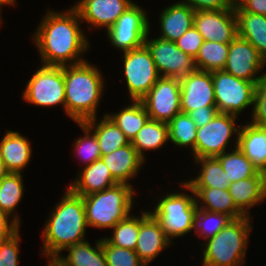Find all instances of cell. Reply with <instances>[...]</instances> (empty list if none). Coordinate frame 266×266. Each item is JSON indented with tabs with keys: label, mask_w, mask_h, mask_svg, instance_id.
<instances>
[{
	"label": "cell",
	"mask_w": 266,
	"mask_h": 266,
	"mask_svg": "<svg viewBox=\"0 0 266 266\" xmlns=\"http://www.w3.org/2000/svg\"><path fill=\"white\" fill-rule=\"evenodd\" d=\"M107 165L111 175L118 183L130 184L131 180L139 172L145 160L138 154L131 142L108 155L101 156Z\"/></svg>",
	"instance_id": "obj_21"
},
{
	"label": "cell",
	"mask_w": 266,
	"mask_h": 266,
	"mask_svg": "<svg viewBox=\"0 0 266 266\" xmlns=\"http://www.w3.org/2000/svg\"><path fill=\"white\" fill-rule=\"evenodd\" d=\"M23 186L21 173L10 172L0 181V208L19 224V215L13 213L19 202H21V198H23Z\"/></svg>",
	"instance_id": "obj_35"
},
{
	"label": "cell",
	"mask_w": 266,
	"mask_h": 266,
	"mask_svg": "<svg viewBox=\"0 0 266 266\" xmlns=\"http://www.w3.org/2000/svg\"><path fill=\"white\" fill-rule=\"evenodd\" d=\"M183 187L189 190L192 196L182 192L168 193L157 202L154 211H150L172 241L173 238L192 232L193 217L197 210L194 192L185 182H182Z\"/></svg>",
	"instance_id": "obj_6"
},
{
	"label": "cell",
	"mask_w": 266,
	"mask_h": 266,
	"mask_svg": "<svg viewBox=\"0 0 266 266\" xmlns=\"http://www.w3.org/2000/svg\"><path fill=\"white\" fill-rule=\"evenodd\" d=\"M42 255L56 258L68 246L85 239L88 227L82 196L75 194L68 187L62 200L52 210L45 223Z\"/></svg>",
	"instance_id": "obj_2"
},
{
	"label": "cell",
	"mask_w": 266,
	"mask_h": 266,
	"mask_svg": "<svg viewBox=\"0 0 266 266\" xmlns=\"http://www.w3.org/2000/svg\"><path fill=\"white\" fill-rule=\"evenodd\" d=\"M149 33L144 45L150 51L160 77L180 79L197 70L195 59L179 49L175 42L159 37L148 39Z\"/></svg>",
	"instance_id": "obj_12"
},
{
	"label": "cell",
	"mask_w": 266,
	"mask_h": 266,
	"mask_svg": "<svg viewBox=\"0 0 266 266\" xmlns=\"http://www.w3.org/2000/svg\"><path fill=\"white\" fill-rule=\"evenodd\" d=\"M250 216L234 219L213 238L202 243V266H241L252 229Z\"/></svg>",
	"instance_id": "obj_4"
},
{
	"label": "cell",
	"mask_w": 266,
	"mask_h": 266,
	"mask_svg": "<svg viewBox=\"0 0 266 266\" xmlns=\"http://www.w3.org/2000/svg\"><path fill=\"white\" fill-rule=\"evenodd\" d=\"M134 194L131 184L118 183L103 191L82 196L87 225L112 229L130 214Z\"/></svg>",
	"instance_id": "obj_5"
},
{
	"label": "cell",
	"mask_w": 266,
	"mask_h": 266,
	"mask_svg": "<svg viewBox=\"0 0 266 266\" xmlns=\"http://www.w3.org/2000/svg\"><path fill=\"white\" fill-rule=\"evenodd\" d=\"M10 172L7 170L5 163L0 158V181L6 177Z\"/></svg>",
	"instance_id": "obj_47"
},
{
	"label": "cell",
	"mask_w": 266,
	"mask_h": 266,
	"mask_svg": "<svg viewBox=\"0 0 266 266\" xmlns=\"http://www.w3.org/2000/svg\"><path fill=\"white\" fill-rule=\"evenodd\" d=\"M218 113L216 107H201L190 111L188 114L197 125V128H200L209 123Z\"/></svg>",
	"instance_id": "obj_46"
},
{
	"label": "cell",
	"mask_w": 266,
	"mask_h": 266,
	"mask_svg": "<svg viewBox=\"0 0 266 266\" xmlns=\"http://www.w3.org/2000/svg\"><path fill=\"white\" fill-rule=\"evenodd\" d=\"M101 74L88 61L64 66L65 112L74 122L96 117L104 88Z\"/></svg>",
	"instance_id": "obj_3"
},
{
	"label": "cell",
	"mask_w": 266,
	"mask_h": 266,
	"mask_svg": "<svg viewBox=\"0 0 266 266\" xmlns=\"http://www.w3.org/2000/svg\"><path fill=\"white\" fill-rule=\"evenodd\" d=\"M14 3H16V0H0V5H7V4H9V5H14Z\"/></svg>",
	"instance_id": "obj_49"
},
{
	"label": "cell",
	"mask_w": 266,
	"mask_h": 266,
	"mask_svg": "<svg viewBox=\"0 0 266 266\" xmlns=\"http://www.w3.org/2000/svg\"><path fill=\"white\" fill-rule=\"evenodd\" d=\"M180 100V79L160 77L140 101L147 111L149 119L168 123L181 112Z\"/></svg>",
	"instance_id": "obj_13"
},
{
	"label": "cell",
	"mask_w": 266,
	"mask_h": 266,
	"mask_svg": "<svg viewBox=\"0 0 266 266\" xmlns=\"http://www.w3.org/2000/svg\"><path fill=\"white\" fill-rule=\"evenodd\" d=\"M230 43L204 41L195 58L197 70L213 72L223 70L229 54Z\"/></svg>",
	"instance_id": "obj_33"
},
{
	"label": "cell",
	"mask_w": 266,
	"mask_h": 266,
	"mask_svg": "<svg viewBox=\"0 0 266 266\" xmlns=\"http://www.w3.org/2000/svg\"><path fill=\"white\" fill-rule=\"evenodd\" d=\"M171 240L164 233L159 222L150 213L141 223L135 252L148 266L165 248L171 246Z\"/></svg>",
	"instance_id": "obj_18"
},
{
	"label": "cell",
	"mask_w": 266,
	"mask_h": 266,
	"mask_svg": "<svg viewBox=\"0 0 266 266\" xmlns=\"http://www.w3.org/2000/svg\"><path fill=\"white\" fill-rule=\"evenodd\" d=\"M149 30L146 12L134 2L107 31V37L114 47L127 52L142 47Z\"/></svg>",
	"instance_id": "obj_10"
},
{
	"label": "cell",
	"mask_w": 266,
	"mask_h": 266,
	"mask_svg": "<svg viewBox=\"0 0 266 266\" xmlns=\"http://www.w3.org/2000/svg\"><path fill=\"white\" fill-rule=\"evenodd\" d=\"M234 219L227 214L197 208L193 217L192 231L206 240L213 238Z\"/></svg>",
	"instance_id": "obj_37"
},
{
	"label": "cell",
	"mask_w": 266,
	"mask_h": 266,
	"mask_svg": "<svg viewBox=\"0 0 266 266\" xmlns=\"http://www.w3.org/2000/svg\"><path fill=\"white\" fill-rule=\"evenodd\" d=\"M253 106L250 123L266 128V74L256 82Z\"/></svg>",
	"instance_id": "obj_40"
},
{
	"label": "cell",
	"mask_w": 266,
	"mask_h": 266,
	"mask_svg": "<svg viewBox=\"0 0 266 266\" xmlns=\"http://www.w3.org/2000/svg\"><path fill=\"white\" fill-rule=\"evenodd\" d=\"M237 116L218 113L209 123L197 128L195 140V158L217 157L223 154L232 135L239 134L236 127ZM234 133V134H233Z\"/></svg>",
	"instance_id": "obj_11"
},
{
	"label": "cell",
	"mask_w": 266,
	"mask_h": 266,
	"mask_svg": "<svg viewBox=\"0 0 266 266\" xmlns=\"http://www.w3.org/2000/svg\"><path fill=\"white\" fill-rule=\"evenodd\" d=\"M19 231L7 240L0 241V266H18Z\"/></svg>",
	"instance_id": "obj_41"
},
{
	"label": "cell",
	"mask_w": 266,
	"mask_h": 266,
	"mask_svg": "<svg viewBox=\"0 0 266 266\" xmlns=\"http://www.w3.org/2000/svg\"><path fill=\"white\" fill-rule=\"evenodd\" d=\"M266 61L259 55L257 49L246 39L237 35L230 43L224 71L229 74L256 83L266 73H260ZM257 73L260 75L256 76Z\"/></svg>",
	"instance_id": "obj_14"
},
{
	"label": "cell",
	"mask_w": 266,
	"mask_h": 266,
	"mask_svg": "<svg viewBox=\"0 0 266 266\" xmlns=\"http://www.w3.org/2000/svg\"><path fill=\"white\" fill-rule=\"evenodd\" d=\"M169 140L168 125L165 122L148 119L132 140V146L144 159V151L156 150Z\"/></svg>",
	"instance_id": "obj_30"
},
{
	"label": "cell",
	"mask_w": 266,
	"mask_h": 266,
	"mask_svg": "<svg viewBox=\"0 0 266 266\" xmlns=\"http://www.w3.org/2000/svg\"><path fill=\"white\" fill-rule=\"evenodd\" d=\"M194 162L201 165V169L196 178L185 182L190 188H229L230 182L216 157L195 158Z\"/></svg>",
	"instance_id": "obj_29"
},
{
	"label": "cell",
	"mask_w": 266,
	"mask_h": 266,
	"mask_svg": "<svg viewBox=\"0 0 266 266\" xmlns=\"http://www.w3.org/2000/svg\"><path fill=\"white\" fill-rule=\"evenodd\" d=\"M80 21L73 6L64 13L48 10L33 37L42 65L67 66L86 61L81 55L89 49V43Z\"/></svg>",
	"instance_id": "obj_1"
},
{
	"label": "cell",
	"mask_w": 266,
	"mask_h": 266,
	"mask_svg": "<svg viewBox=\"0 0 266 266\" xmlns=\"http://www.w3.org/2000/svg\"><path fill=\"white\" fill-rule=\"evenodd\" d=\"M30 141L17 131H6L0 141V158L9 172L22 173L31 159Z\"/></svg>",
	"instance_id": "obj_23"
},
{
	"label": "cell",
	"mask_w": 266,
	"mask_h": 266,
	"mask_svg": "<svg viewBox=\"0 0 266 266\" xmlns=\"http://www.w3.org/2000/svg\"><path fill=\"white\" fill-rule=\"evenodd\" d=\"M195 10L181 1L174 3L160 14L159 38L175 42L194 24Z\"/></svg>",
	"instance_id": "obj_24"
},
{
	"label": "cell",
	"mask_w": 266,
	"mask_h": 266,
	"mask_svg": "<svg viewBox=\"0 0 266 266\" xmlns=\"http://www.w3.org/2000/svg\"><path fill=\"white\" fill-rule=\"evenodd\" d=\"M150 214V211H143L141 216L135 217L129 214L125 219L119 221L112 229L113 237L104 239L113 246L135 250L137 237L140 230V223Z\"/></svg>",
	"instance_id": "obj_34"
},
{
	"label": "cell",
	"mask_w": 266,
	"mask_h": 266,
	"mask_svg": "<svg viewBox=\"0 0 266 266\" xmlns=\"http://www.w3.org/2000/svg\"><path fill=\"white\" fill-rule=\"evenodd\" d=\"M19 228L20 224L0 208V241L11 238L20 231Z\"/></svg>",
	"instance_id": "obj_45"
},
{
	"label": "cell",
	"mask_w": 266,
	"mask_h": 266,
	"mask_svg": "<svg viewBox=\"0 0 266 266\" xmlns=\"http://www.w3.org/2000/svg\"><path fill=\"white\" fill-rule=\"evenodd\" d=\"M191 189L195 194L197 208L204 209L210 212L227 214L231 216L233 219H238L245 216L236 207L228 189H219V188H191ZM199 201L201 202L199 203ZM201 204L203 205L201 206Z\"/></svg>",
	"instance_id": "obj_25"
},
{
	"label": "cell",
	"mask_w": 266,
	"mask_h": 266,
	"mask_svg": "<svg viewBox=\"0 0 266 266\" xmlns=\"http://www.w3.org/2000/svg\"><path fill=\"white\" fill-rule=\"evenodd\" d=\"M193 25L204 41L231 43L238 35L235 9L195 11Z\"/></svg>",
	"instance_id": "obj_15"
},
{
	"label": "cell",
	"mask_w": 266,
	"mask_h": 266,
	"mask_svg": "<svg viewBox=\"0 0 266 266\" xmlns=\"http://www.w3.org/2000/svg\"><path fill=\"white\" fill-rule=\"evenodd\" d=\"M68 255L64 258L58 255L56 259L64 266H107L106 257L102 249V239L97 240L96 247L88 241L76 243L64 249Z\"/></svg>",
	"instance_id": "obj_28"
},
{
	"label": "cell",
	"mask_w": 266,
	"mask_h": 266,
	"mask_svg": "<svg viewBox=\"0 0 266 266\" xmlns=\"http://www.w3.org/2000/svg\"><path fill=\"white\" fill-rule=\"evenodd\" d=\"M119 113L106 115L123 131L126 138L132 142L139 130L149 119V115L140 100H131Z\"/></svg>",
	"instance_id": "obj_31"
},
{
	"label": "cell",
	"mask_w": 266,
	"mask_h": 266,
	"mask_svg": "<svg viewBox=\"0 0 266 266\" xmlns=\"http://www.w3.org/2000/svg\"><path fill=\"white\" fill-rule=\"evenodd\" d=\"M195 11L234 9L235 0H184Z\"/></svg>",
	"instance_id": "obj_43"
},
{
	"label": "cell",
	"mask_w": 266,
	"mask_h": 266,
	"mask_svg": "<svg viewBox=\"0 0 266 266\" xmlns=\"http://www.w3.org/2000/svg\"><path fill=\"white\" fill-rule=\"evenodd\" d=\"M181 112L216 107L212 72L196 70L180 78Z\"/></svg>",
	"instance_id": "obj_16"
},
{
	"label": "cell",
	"mask_w": 266,
	"mask_h": 266,
	"mask_svg": "<svg viewBox=\"0 0 266 266\" xmlns=\"http://www.w3.org/2000/svg\"><path fill=\"white\" fill-rule=\"evenodd\" d=\"M229 193L236 207L245 215L266 198V175L259 173L256 176L230 183Z\"/></svg>",
	"instance_id": "obj_22"
},
{
	"label": "cell",
	"mask_w": 266,
	"mask_h": 266,
	"mask_svg": "<svg viewBox=\"0 0 266 266\" xmlns=\"http://www.w3.org/2000/svg\"><path fill=\"white\" fill-rule=\"evenodd\" d=\"M133 3L131 0H79L73 7L83 22L108 31Z\"/></svg>",
	"instance_id": "obj_17"
},
{
	"label": "cell",
	"mask_w": 266,
	"mask_h": 266,
	"mask_svg": "<svg viewBox=\"0 0 266 266\" xmlns=\"http://www.w3.org/2000/svg\"><path fill=\"white\" fill-rule=\"evenodd\" d=\"M123 54L129 96L131 100H141L160 78L155 62L145 45Z\"/></svg>",
	"instance_id": "obj_9"
},
{
	"label": "cell",
	"mask_w": 266,
	"mask_h": 266,
	"mask_svg": "<svg viewBox=\"0 0 266 266\" xmlns=\"http://www.w3.org/2000/svg\"><path fill=\"white\" fill-rule=\"evenodd\" d=\"M1 6L2 5H0V11H1ZM1 21H2V19H1V12H0V25H1Z\"/></svg>",
	"instance_id": "obj_50"
},
{
	"label": "cell",
	"mask_w": 266,
	"mask_h": 266,
	"mask_svg": "<svg viewBox=\"0 0 266 266\" xmlns=\"http://www.w3.org/2000/svg\"><path fill=\"white\" fill-rule=\"evenodd\" d=\"M212 80L219 113L238 116L254 104L256 83L239 79L224 70L213 71Z\"/></svg>",
	"instance_id": "obj_7"
},
{
	"label": "cell",
	"mask_w": 266,
	"mask_h": 266,
	"mask_svg": "<svg viewBox=\"0 0 266 266\" xmlns=\"http://www.w3.org/2000/svg\"><path fill=\"white\" fill-rule=\"evenodd\" d=\"M238 36L250 42L266 61V16L249 12H235Z\"/></svg>",
	"instance_id": "obj_27"
},
{
	"label": "cell",
	"mask_w": 266,
	"mask_h": 266,
	"mask_svg": "<svg viewBox=\"0 0 266 266\" xmlns=\"http://www.w3.org/2000/svg\"><path fill=\"white\" fill-rule=\"evenodd\" d=\"M96 119L97 116L87 119L83 123L95 134L101 156L108 155L130 143L123 131L106 114L100 122Z\"/></svg>",
	"instance_id": "obj_26"
},
{
	"label": "cell",
	"mask_w": 266,
	"mask_h": 266,
	"mask_svg": "<svg viewBox=\"0 0 266 266\" xmlns=\"http://www.w3.org/2000/svg\"><path fill=\"white\" fill-rule=\"evenodd\" d=\"M204 40L202 35L193 25L178 40L175 41L176 46L189 56L196 58L200 47Z\"/></svg>",
	"instance_id": "obj_42"
},
{
	"label": "cell",
	"mask_w": 266,
	"mask_h": 266,
	"mask_svg": "<svg viewBox=\"0 0 266 266\" xmlns=\"http://www.w3.org/2000/svg\"><path fill=\"white\" fill-rule=\"evenodd\" d=\"M77 124L83 130L84 136L75 141L74 149L78 157L82 156L84 166H87L101 159V151L95 134L83 122Z\"/></svg>",
	"instance_id": "obj_38"
},
{
	"label": "cell",
	"mask_w": 266,
	"mask_h": 266,
	"mask_svg": "<svg viewBox=\"0 0 266 266\" xmlns=\"http://www.w3.org/2000/svg\"><path fill=\"white\" fill-rule=\"evenodd\" d=\"M240 128L235 140L238 149L252 162L258 172L266 175V128L252 123Z\"/></svg>",
	"instance_id": "obj_19"
},
{
	"label": "cell",
	"mask_w": 266,
	"mask_h": 266,
	"mask_svg": "<svg viewBox=\"0 0 266 266\" xmlns=\"http://www.w3.org/2000/svg\"><path fill=\"white\" fill-rule=\"evenodd\" d=\"M235 12H249L266 16V0H235Z\"/></svg>",
	"instance_id": "obj_44"
},
{
	"label": "cell",
	"mask_w": 266,
	"mask_h": 266,
	"mask_svg": "<svg viewBox=\"0 0 266 266\" xmlns=\"http://www.w3.org/2000/svg\"><path fill=\"white\" fill-rule=\"evenodd\" d=\"M230 152H224L216 158L220 161L230 183L258 175L260 172L252 162L238 149L237 143Z\"/></svg>",
	"instance_id": "obj_32"
},
{
	"label": "cell",
	"mask_w": 266,
	"mask_h": 266,
	"mask_svg": "<svg viewBox=\"0 0 266 266\" xmlns=\"http://www.w3.org/2000/svg\"><path fill=\"white\" fill-rule=\"evenodd\" d=\"M77 175L78 178L68 188L80 196L100 192L118 184L102 159L85 166Z\"/></svg>",
	"instance_id": "obj_20"
},
{
	"label": "cell",
	"mask_w": 266,
	"mask_h": 266,
	"mask_svg": "<svg viewBox=\"0 0 266 266\" xmlns=\"http://www.w3.org/2000/svg\"><path fill=\"white\" fill-rule=\"evenodd\" d=\"M49 264L47 266H64L62 263H60L56 258H48Z\"/></svg>",
	"instance_id": "obj_48"
},
{
	"label": "cell",
	"mask_w": 266,
	"mask_h": 266,
	"mask_svg": "<svg viewBox=\"0 0 266 266\" xmlns=\"http://www.w3.org/2000/svg\"><path fill=\"white\" fill-rule=\"evenodd\" d=\"M169 140L179 147H191L195 159L197 125L188 113L179 112L168 123Z\"/></svg>",
	"instance_id": "obj_36"
},
{
	"label": "cell",
	"mask_w": 266,
	"mask_h": 266,
	"mask_svg": "<svg viewBox=\"0 0 266 266\" xmlns=\"http://www.w3.org/2000/svg\"><path fill=\"white\" fill-rule=\"evenodd\" d=\"M22 98L42 107L60 104L65 110L64 66L41 65L28 81Z\"/></svg>",
	"instance_id": "obj_8"
},
{
	"label": "cell",
	"mask_w": 266,
	"mask_h": 266,
	"mask_svg": "<svg viewBox=\"0 0 266 266\" xmlns=\"http://www.w3.org/2000/svg\"><path fill=\"white\" fill-rule=\"evenodd\" d=\"M102 249L107 266H146L134 250L113 246L104 238L102 239Z\"/></svg>",
	"instance_id": "obj_39"
}]
</instances>
